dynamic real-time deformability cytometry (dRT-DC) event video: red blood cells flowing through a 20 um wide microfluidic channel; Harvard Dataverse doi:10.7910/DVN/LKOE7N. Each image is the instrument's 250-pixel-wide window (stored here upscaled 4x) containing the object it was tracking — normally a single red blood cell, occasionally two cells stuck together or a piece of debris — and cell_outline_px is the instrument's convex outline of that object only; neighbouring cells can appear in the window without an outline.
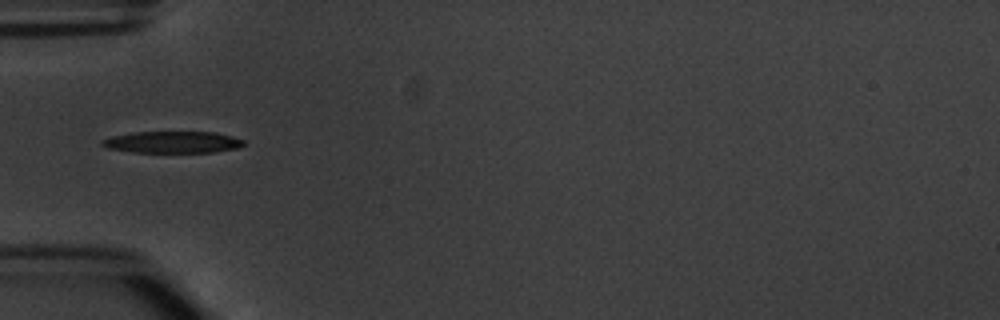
{"species": "common noctule bat (a hibernating species)", "species_latin": "Nyctalus noctula", "temperature_condition": "warm", "stored_images_in_passage": 3, "camera_frame_rate_fps": 3000, "um_per_image_px": 0.085, "animal": {"sex": "male", "body_mass_g": 20.1, "forearm_length_mm": 53.5}, "frame": {"image": 1, "passage_image": 3, "time_ms": 2.0, "image_size_px": [1000, 320], "cell_outline_px": [[244, 144], [236, 148], [212, 152], [132, 152], [108, 148], [100, 144], [100, 140], [112, 136], [136, 132], [216, 132], [232, 136], [244, 140]], "centroid_in_image_um": [14.65, 12.08], "position_along_channel_um": 70.4, "area_um2": 17.8}}